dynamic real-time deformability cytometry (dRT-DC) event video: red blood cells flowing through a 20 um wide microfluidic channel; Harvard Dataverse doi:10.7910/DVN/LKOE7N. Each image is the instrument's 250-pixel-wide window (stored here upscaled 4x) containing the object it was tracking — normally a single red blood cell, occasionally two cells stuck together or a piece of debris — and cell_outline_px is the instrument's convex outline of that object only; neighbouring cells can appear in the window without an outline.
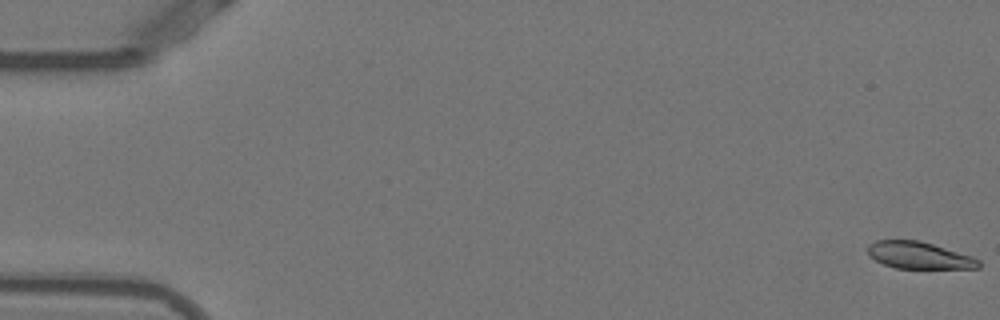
{"species": "Egyptian fruit bat (a non-hibernating species)", "species_latin": "Rousettus aegyptiacus", "temperature_condition": "warm", "stored_images_in_passage": 25, "camera_frame_rate_fps": 3000, "um_per_image_px": 0.085, "animal": {"sex": "female"}, "frame": {"image": 1, "passage_image": 1, "time_ms": 0.0, "image_size_px": [1000, 320], "cell_outline_px": [[980, 268], [896, 268], [884, 264], [868, 256], [868, 244], [876, 240], [920, 240], [972, 256], [980, 260]], "centroid_in_image_um": [78.11, 21.7], "position_along_channel_um": 6.9, "area_um2": 17.4}}
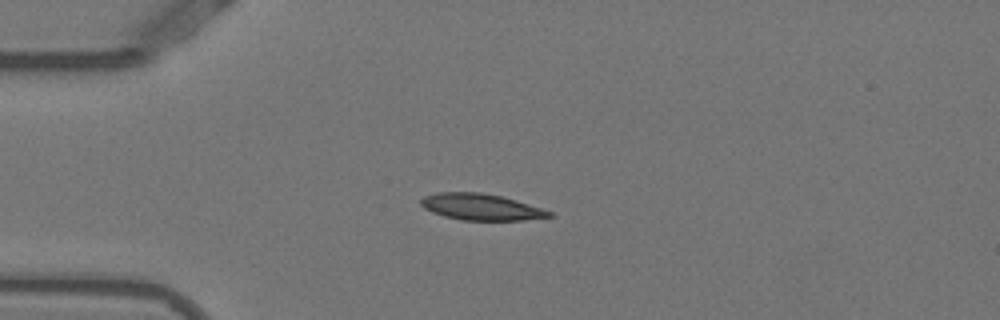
{"frame": {"image": 2, "passage_image": 14, "time_ms": 4.333, "image_size_px": [1000, 320], "cell_outline_px": [[556, 216], [524, 220], [460, 220], [444, 216], [432, 212], [424, 208], [420, 204], [420, 200], [424, 196], [436, 192], [480, 192], [500, 196], [516, 200], [552, 212]], "centroid_in_image_um": [40.86, 17.59], "position_along_channel_um": 44.1, "area_um2": 19.71}}